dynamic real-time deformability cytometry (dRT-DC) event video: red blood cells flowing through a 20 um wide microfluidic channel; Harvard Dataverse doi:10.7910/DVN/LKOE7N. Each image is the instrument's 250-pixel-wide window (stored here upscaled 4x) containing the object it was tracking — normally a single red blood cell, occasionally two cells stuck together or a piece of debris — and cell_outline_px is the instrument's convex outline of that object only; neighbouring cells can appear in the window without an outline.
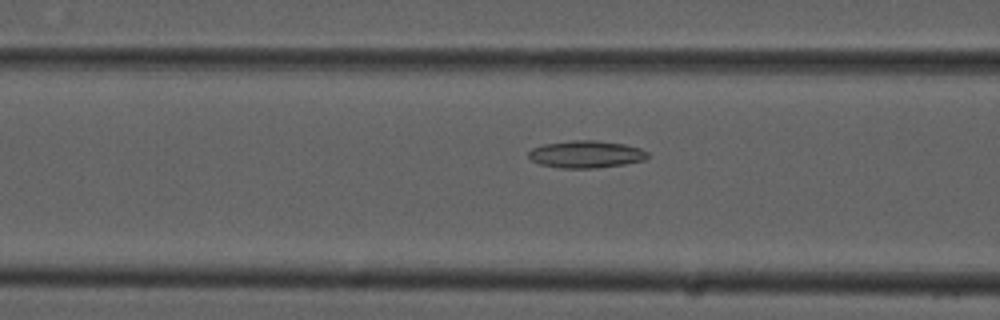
{"species": "common noctule bat (a hibernating species)", "species_latin": "Nyctalus noctula", "temperature_condition": "cold", "stored_images_in_passage": 53, "camera_frame_rate_fps": 3000, "um_per_image_px": 0.085, "animal": {"sex": "male", "forearm_length_mm": 52.5}, "frame": {"image": 1, "passage_image": 21, "time_ms": 6.667, "image_size_px": [1000, 320], "cell_outline_px": [[648, 156], [644, 160], [624, 164], [596, 168], [560, 168], [540, 164], [532, 160], [528, 156], [528, 152], [532, 148], [544, 144], [572, 140], [596, 140], [624, 144], [640, 148], [648, 152]], "centroid_in_image_um": [49.81, 13.11], "position_along_channel_um": 116.8, "area_um2": 18.9}}
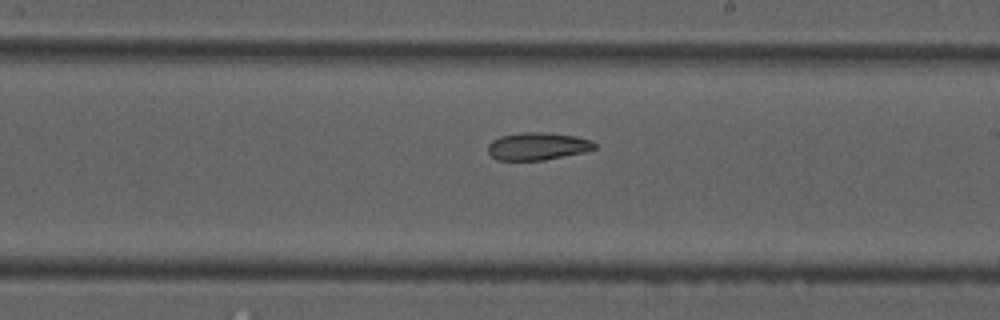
{"frame": {"image": 2, "passage_image": 31, "time_ms": 10.0, "image_size_px": [1000, 320], "cell_outline_px": [[596, 148], [584, 152], [544, 160], [496, 160], [488, 152], [488, 144], [492, 140], [500, 136], [520, 132], [540, 132], [576, 136], [592, 140], [596, 144]], "centroid_in_image_um": [45.68, 12.43], "position_along_channel_um": 243.3, "area_um2": 17.17}}
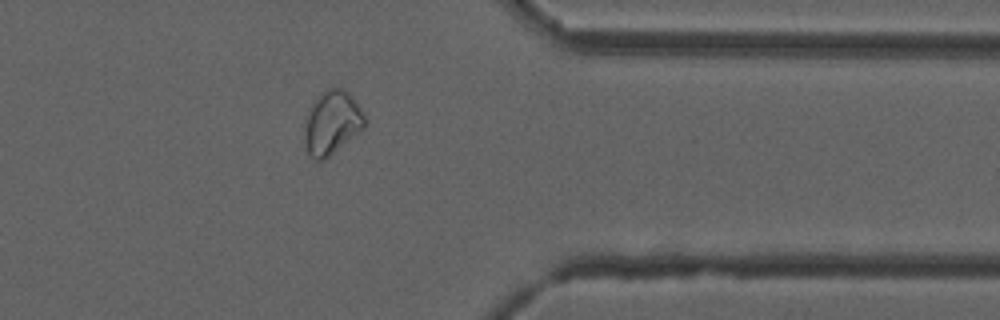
{"frame": {"image": 3, "passage_image": 43, "time_ms": 14.0, "image_size_px": [1000, 320], "cell_outline_px": [[368, 124], [360, 132], [324, 160], [316, 160], [308, 152], [304, 144], [304, 128], [308, 108], [328, 88], [344, 88], [352, 96], [364, 112], [368, 120]], "centroid_in_image_um": [28.25, 10.43], "position_along_channel_um": 383.1, "area_um2": 22.48}, "authors_computed_cell_mechanics": {"area_um2": 20.5768, "velocity_mm_per_s": 3.7997, "shape_relaxation_time_tau1_ms": null, "shape_relaxation_time_tau2_ms": 5.4184, "deformation_change_tau1": null, "deformation_change_tau2": 0.1152}}